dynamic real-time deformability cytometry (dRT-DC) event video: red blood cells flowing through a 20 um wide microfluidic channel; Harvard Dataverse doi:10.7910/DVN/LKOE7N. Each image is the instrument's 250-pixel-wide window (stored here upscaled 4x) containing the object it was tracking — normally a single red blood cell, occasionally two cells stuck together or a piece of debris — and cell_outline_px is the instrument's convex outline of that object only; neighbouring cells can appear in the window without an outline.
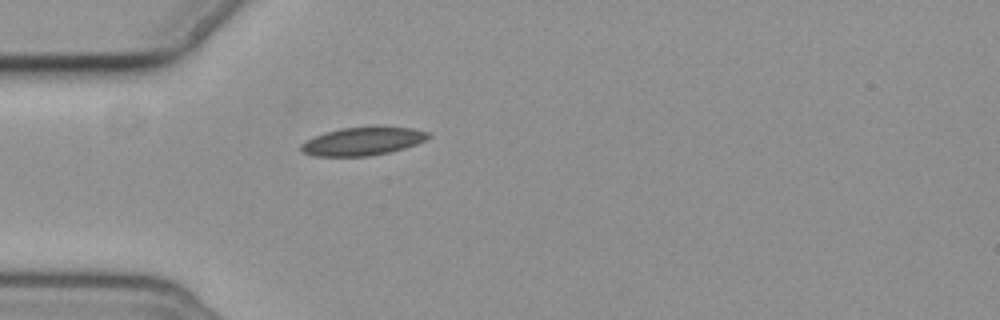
{"species": "common noctule bat (a hibernating species)", "species_latin": "Nyctalus noctula", "temperature_condition": "cold", "stored_images_in_passage": 1, "camera_frame_rate_fps": 3000, "um_per_image_px": 0.085, "animal": {"sex": "female", "body_mass_g": 19.3, "forearm_length_mm": 54.1}, "frame": {"image": 1, "passage_image": 1, "time_ms": 0.0, "image_size_px": [1000, 320], "cell_outline_px": [[432, 136], [416, 144], [392, 152], [368, 156], [312, 156], [304, 152], [300, 148], [300, 144], [316, 136], [340, 128], [412, 128], [428, 132]], "centroid_in_image_um": [30.84, 12.03], "position_along_channel_um": 54.2, "area_um2": 20.35}}